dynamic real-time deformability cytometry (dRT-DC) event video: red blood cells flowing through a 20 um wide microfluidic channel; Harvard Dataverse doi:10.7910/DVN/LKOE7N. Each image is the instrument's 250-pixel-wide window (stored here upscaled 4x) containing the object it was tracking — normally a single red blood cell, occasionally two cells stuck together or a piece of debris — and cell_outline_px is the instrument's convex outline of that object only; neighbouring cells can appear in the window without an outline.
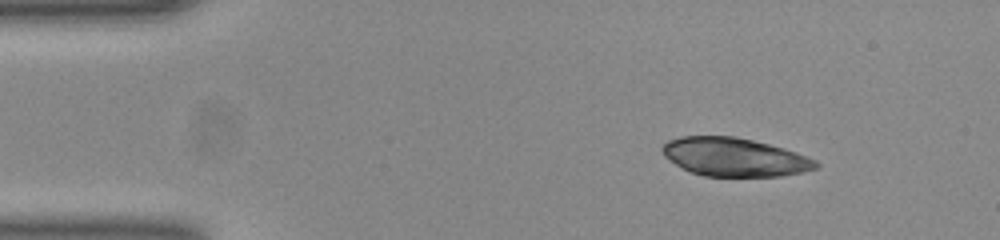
{"species": "common noctule bat (a hibernating species)", "species_latin": "Nyctalus noctula", "temperature_condition": "room temperature", "stored_images_in_passage": 51, "camera_frame_rate_fps": 3000, "um_per_image_px": 0.085, "animal": {"sex": "female", "body_mass_g": 23.0, "forearm_length_mm": 53.4}, "frame": {"image": 1, "passage_image": 6, "time_ms": 1.667, "image_size_px": [1000, 240], "cell_outline_px": [[820, 164], [816, 168], [804, 172], [780, 176], [704, 176], [692, 172], [676, 164], [664, 156], [660, 148], [668, 140], [680, 136], [736, 136], [784, 148], [796, 152], [816, 160]], "centroid_in_image_um": [62.43, 13.34], "position_along_channel_um": 22.6, "area_um2": 34.33}}
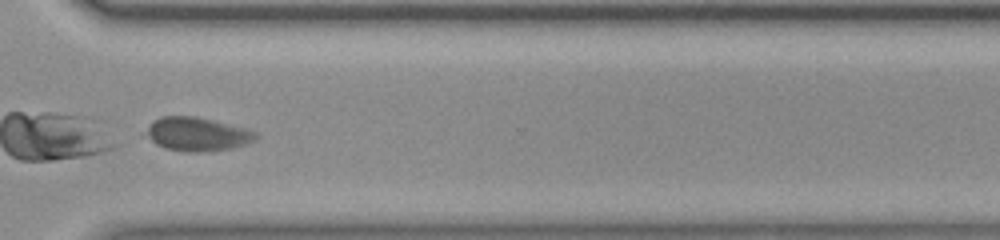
{"frame": {"image": 2, "passage_image": 38, "time_ms": 12.333, "image_size_px": [1000, 240], "cell_outline_px": [[260, 136], [256, 140], [232, 148], [200, 152], [184, 152], [164, 148], [140, 136], [140, 132], [152, 120], [160, 116], [196, 116], [248, 128], [256, 132]], "centroid_in_image_um": [16.66, 11.39], "position_along_channel_um": 353.9, "area_um2": 22.37}}